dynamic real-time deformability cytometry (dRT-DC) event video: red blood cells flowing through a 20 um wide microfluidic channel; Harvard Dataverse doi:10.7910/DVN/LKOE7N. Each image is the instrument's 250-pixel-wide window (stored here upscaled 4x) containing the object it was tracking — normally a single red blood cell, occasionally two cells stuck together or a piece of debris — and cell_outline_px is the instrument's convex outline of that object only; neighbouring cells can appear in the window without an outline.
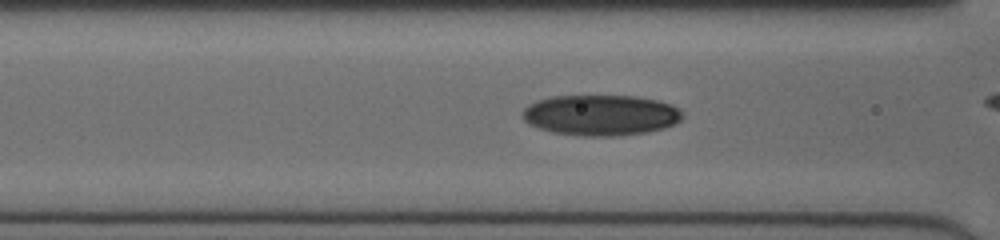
{"species": "human", "species_latin": "Homo sapiens", "temperature_condition": "cold", "stored_images_in_passage": 40, "camera_frame_rate_fps": 3000, "um_per_image_px": 0.085, "donor": {"sex": "female"}, "frame": {"image": 1, "passage_image": 18, "time_ms": 5.667, "image_size_px": [1000, 240], "cell_outline_px": [[684, 116], [680, 120], [664, 128], [644, 132], [616, 136], [584, 136], [552, 132], [528, 124], [524, 120], [524, 108], [540, 100], [552, 96], [636, 96], [656, 100], [672, 104]], "centroid_in_image_um": [51.07, 9.79], "position_along_channel_um": 115.5, "area_um2": 37.51}}
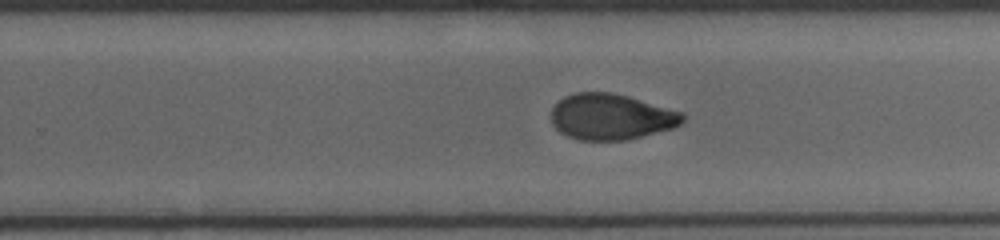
{"frame": {"image": 2, "passage_image": 30, "time_ms": 9.667, "image_size_px": [1000, 240], "cell_outline_px": [[684, 120], [680, 124], [672, 128], [628, 140], [580, 140], [568, 136], [560, 132], [552, 124], [552, 108], [564, 96], [576, 92], [612, 92], [628, 96], [684, 112]], "centroid_in_image_um": [51.95, 9.92], "position_along_channel_um": 277.8, "area_um2": 35.2}}
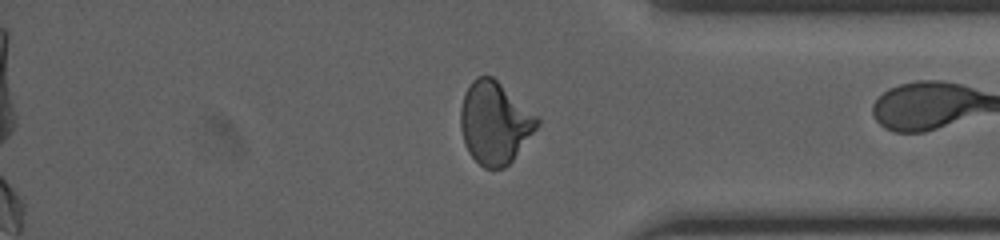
{"frame": {"image": 3, "passage_image": 39, "time_ms": 12.667, "image_size_px": [1000, 240], "cell_outline_px": [[540, 124], [512, 160], [504, 168], [484, 168], [468, 152], [464, 144], [460, 128], [460, 108], [464, 96], [472, 80], [476, 76], [492, 76], [540, 116]], "centroid_in_image_um": [42.06, 10.42], "position_along_channel_um": 393.1, "area_um2": 36.82}}